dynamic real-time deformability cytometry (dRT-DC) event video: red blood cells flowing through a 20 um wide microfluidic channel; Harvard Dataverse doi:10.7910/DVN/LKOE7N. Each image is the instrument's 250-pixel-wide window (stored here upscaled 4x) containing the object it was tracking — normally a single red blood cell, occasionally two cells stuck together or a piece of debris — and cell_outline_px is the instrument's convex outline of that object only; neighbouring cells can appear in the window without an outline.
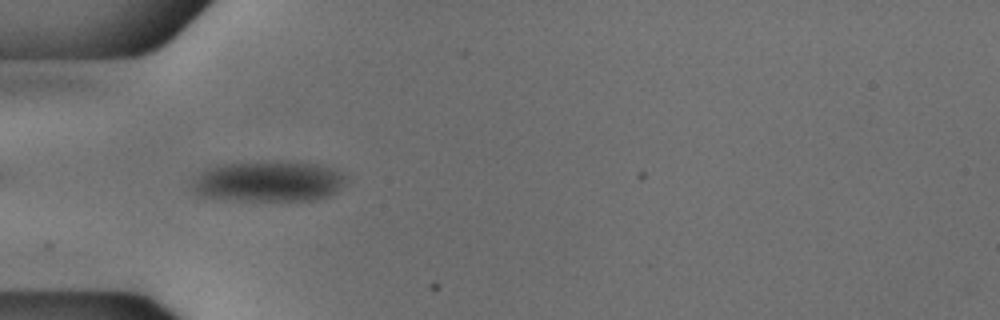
{"species": "common noctule bat (a hibernating species)", "species_latin": "Nyctalus noctula", "temperature_condition": "cold", "stored_images_in_passage": 38, "camera_frame_rate_fps": 3000, "um_per_image_px": 0.085, "animal": {"sex": "male", "body_mass_g": 18.8}, "frame": {"image": 1, "passage_image": 3, "time_ms": 0.667, "image_size_px": [1000, 320], "cell_outline_px": [[344, 184], [332, 196], [316, 200], [244, 200], [204, 196], [196, 192], [192, 188], [192, 180], [204, 168], [220, 164], [276, 160], [320, 164], [332, 168], [340, 172], [344, 176]], "centroid_in_image_um": [22.84, 15.39], "position_along_channel_um": 62.2, "area_um2": 36.76}}
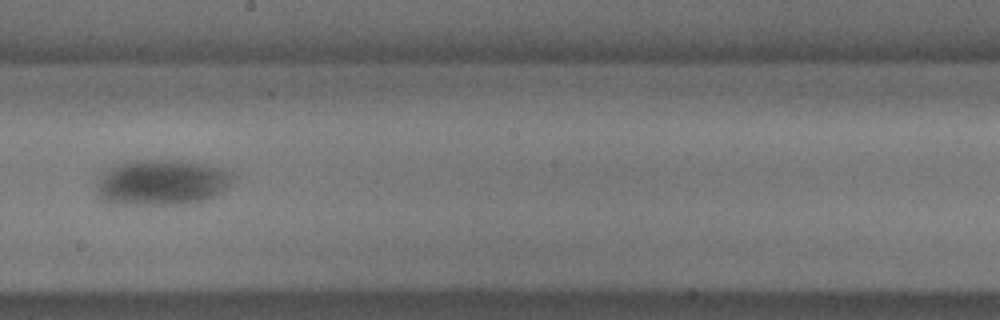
{"frame": {"image": 2, "passage_image": 17, "time_ms": 5.333, "image_size_px": [1000, 320], "cell_outline_px": [[232, 176], [228, 184], [220, 192], [196, 204], [116, 204], [100, 200], [96, 196], [96, 184], [100, 176], [124, 160], [176, 160], [204, 164], [220, 168], [228, 172]], "centroid_in_image_um": [13.66, 15.52], "position_along_channel_um": 234.5, "area_um2": 36.13}}
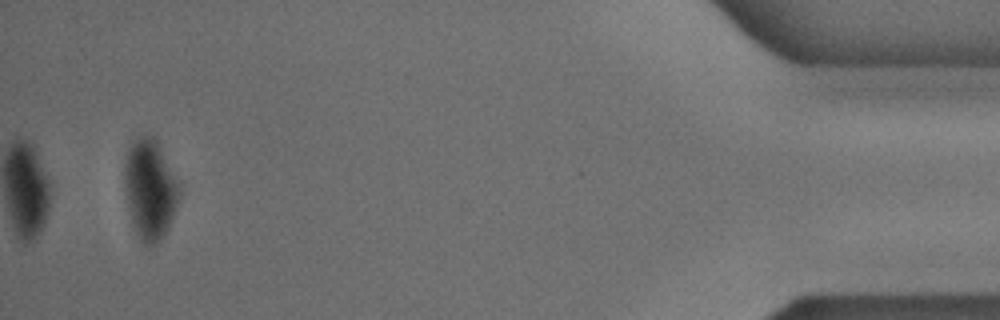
{"frame": {"image": 3, "passage_image": 38, "time_ms": 12.333, "image_size_px": [1000, 320], "cell_outline_px": [[180, 196], [176, 208], [168, 228], [164, 236], [156, 244], [144, 244], [140, 240], [136, 232], [128, 204], [124, 180], [124, 176], [128, 148], [136, 136], [152, 136], [156, 140], [180, 180]], "centroid_in_image_um": [12.79, 16.07], "position_along_channel_um": 422.4, "area_um2": 31.79}}